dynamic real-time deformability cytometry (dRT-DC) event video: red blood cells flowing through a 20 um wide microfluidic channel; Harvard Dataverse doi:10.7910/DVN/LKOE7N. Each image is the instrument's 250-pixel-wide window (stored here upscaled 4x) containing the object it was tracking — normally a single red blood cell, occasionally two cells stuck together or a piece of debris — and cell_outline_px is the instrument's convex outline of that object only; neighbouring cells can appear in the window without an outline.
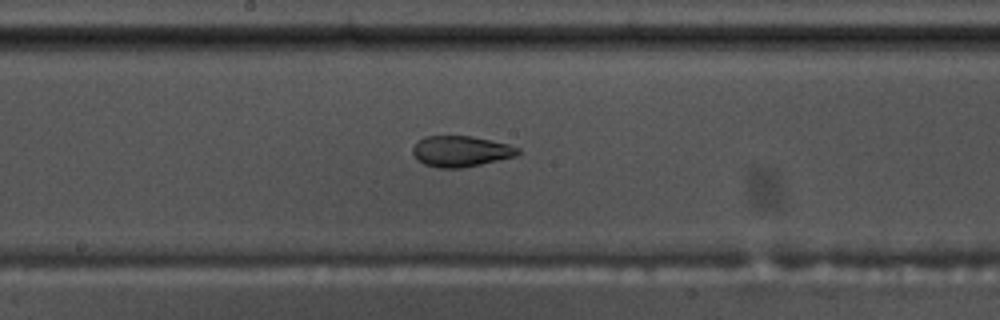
{"species": "common noctule bat (a hibernating species)", "species_latin": "Nyctalus noctula", "temperature_condition": "warm", "stored_images_in_passage": 56, "camera_frame_rate_fps": 3000, "um_per_image_px": 0.085, "animal": {"sex": "male", "body_mass_g": 17.5, "forearm_length_mm": 52.3}, "frame": {"image": 1, "passage_image": 30, "time_ms": 9.667, "image_size_px": [1000, 320], "cell_outline_px": [[520, 152], [516, 156], [480, 164], [460, 168], [440, 168], [424, 164], [416, 160], [412, 152], [412, 148], [424, 136], [472, 136], [508, 144], [520, 148]], "centroid_in_image_um": [39.16, 12.86], "position_along_channel_um": 209.0, "area_um2": 18.84}}
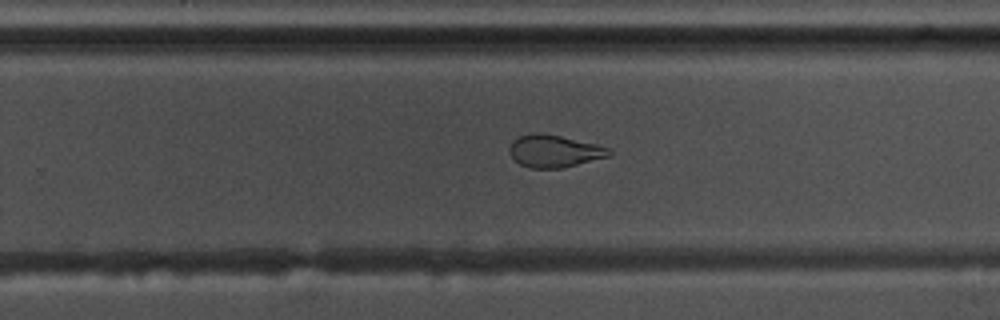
{"frame": {"image": 2, "passage_image": 36, "time_ms": 11.667, "image_size_px": [1000, 320], "cell_outline_px": [[612, 152], [608, 156], [560, 168], [528, 168], [520, 164], [508, 152], [508, 148], [512, 140], [520, 136], [532, 132], [540, 132], [560, 136], [596, 144], [608, 148]], "centroid_in_image_um": [47.04, 12.83], "position_along_channel_um": 282.8, "area_um2": 18.61}}
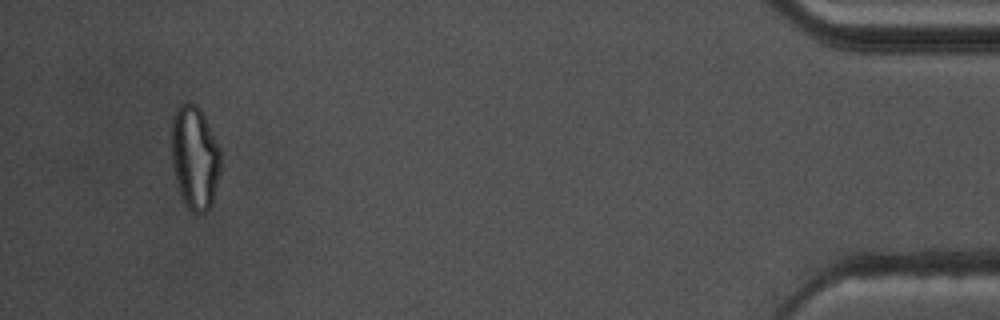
{"frame": {"image": 3, "passage_image": 53, "time_ms": 17.333, "image_size_px": [1000, 320], "cell_outline_px": [[220, 168], [212, 204], [204, 212], [196, 216], [184, 204], [176, 180], [172, 160], [172, 120], [176, 108], [180, 104], [196, 104], [200, 108], [220, 148]], "centroid_in_image_um": [16.55, 13.41], "position_along_channel_um": 418.6, "area_um2": 29.42}, "authors_computed_cell_mechanics": {"area_um2": 22.7154, "velocity_mm_per_s": 3.691, "shape_relaxation_time_tau1_ms": null, "shape_relaxation_time_tau2_ms": 1.4037, "deformation_change_tau1": null, "deformation_change_tau2": 0.0756}}